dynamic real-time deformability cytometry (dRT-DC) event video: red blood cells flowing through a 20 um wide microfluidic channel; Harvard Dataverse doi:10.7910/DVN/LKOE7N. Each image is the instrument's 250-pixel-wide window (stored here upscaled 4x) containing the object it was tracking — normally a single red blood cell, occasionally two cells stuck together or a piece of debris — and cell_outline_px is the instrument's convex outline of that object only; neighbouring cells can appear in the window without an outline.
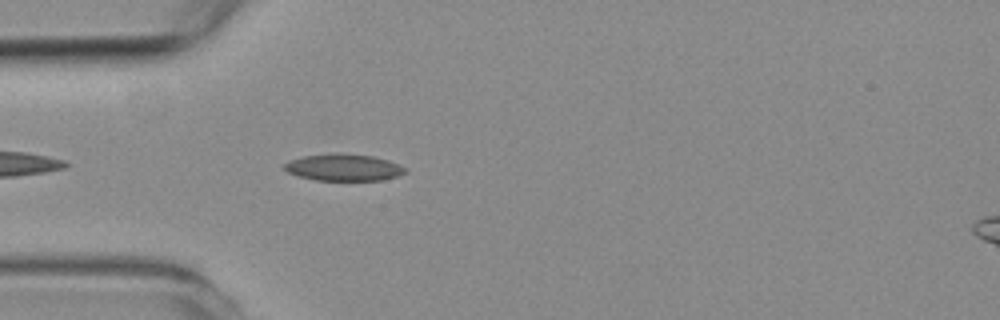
{"species": "common noctule bat (a hibernating species)", "species_latin": "Nyctalus noctula", "temperature_condition": "room temperature", "stored_images_in_passage": 12, "camera_frame_rate_fps": 3000, "um_per_image_px": 0.085, "animal": {"sex": "female", "body_mass_g": 19.3, "forearm_length_mm": 54.1}, "frame": {"image": 1, "passage_image": 4, "time_ms": 1.0, "image_size_px": [1000, 320], "cell_outline_px": [[408, 172], [396, 176], [380, 180], [316, 180], [300, 176], [288, 172], [284, 168], [284, 164], [288, 160], [304, 156], [336, 152], [340, 152], [372, 156], [388, 160], [408, 168]], "centroid_in_image_um": [29.22, 14.21], "position_along_channel_um": 55.8, "area_um2": 18.96}}
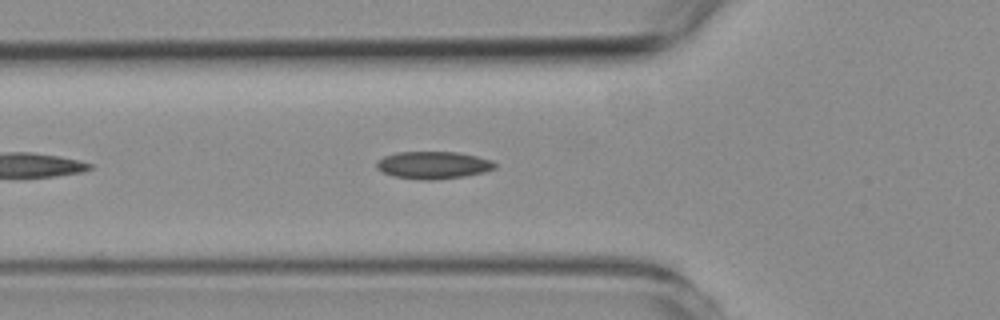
{"frame": {"image": 2, "passage_image": 7, "time_ms": 2.0, "image_size_px": [1000, 320], "cell_outline_px": [[496, 168], [484, 172], [464, 176], [432, 180], [420, 180], [392, 176], [376, 168], [376, 164], [384, 156], [396, 152], [456, 152], [476, 156], [492, 160], [496, 164]], "centroid_in_image_um": [36.83, 14.03], "position_along_channel_um": 89.0, "area_um2": 18.84}}
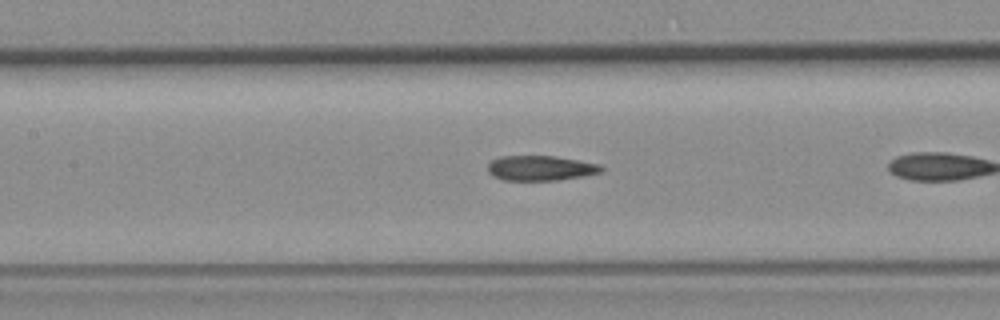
{"frame": {"image": 3, "passage_image": 10, "time_ms": 3.0, "image_size_px": [1000, 320], "cell_outline_px": [[604, 172], [584, 176], [556, 180], [504, 180], [492, 176], [488, 172], [488, 164], [492, 160], [500, 156], [552, 156], [600, 164], [604, 168]], "centroid_in_image_um": [45.95, 14.29], "position_along_channel_um": 161.4, "area_um2": 16.53}}